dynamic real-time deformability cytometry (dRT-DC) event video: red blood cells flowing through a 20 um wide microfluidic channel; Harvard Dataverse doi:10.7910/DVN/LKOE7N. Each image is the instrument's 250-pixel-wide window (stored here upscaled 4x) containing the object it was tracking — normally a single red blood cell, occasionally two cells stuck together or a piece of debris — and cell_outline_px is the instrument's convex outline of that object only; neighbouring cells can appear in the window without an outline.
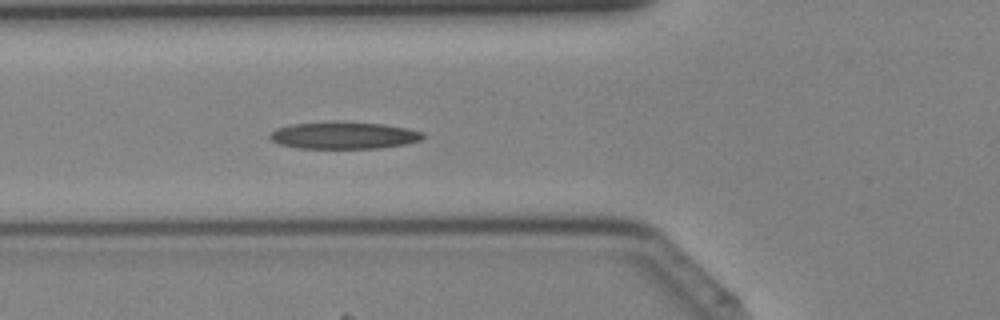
{"species": "Egyptian fruit bat (a non-hibernating species)", "species_latin": "Rousettus aegyptiacus", "temperature_condition": "cold", "stored_images_in_passage": 36, "camera_frame_rate_fps": 3000, "um_per_image_px": 0.085, "animal": {"sex": "female"}, "frame": {"image": 1, "passage_image": 9, "time_ms": 2.667, "image_size_px": [1000, 320], "cell_outline_px": [[424, 136], [420, 140], [404, 144], [380, 148], [300, 148], [280, 144], [272, 140], [268, 136], [276, 128], [288, 124], [332, 120], [344, 120], [380, 124], [408, 128], [424, 132]], "centroid_in_image_um": [29.19, 11.48], "position_along_channel_um": 96.6, "area_um2": 24.57}}
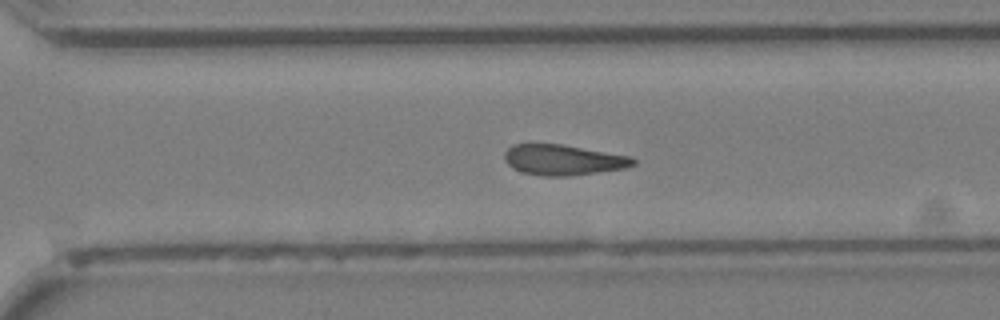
{"frame": {"image": 2, "passage_image": 23, "time_ms": 7.333, "image_size_px": [1000, 320], "cell_outline_px": [[636, 164], [624, 168], [568, 176], [540, 176], [524, 172], [512, 168], [504, 160], [504, 152], [512, 144], [564, 144], [632, 156], [636, 160]], "centroid_in_image_um": [47.87, 13.58], "position_along_channel_um": 322.7, "area_um2": 23.0}}
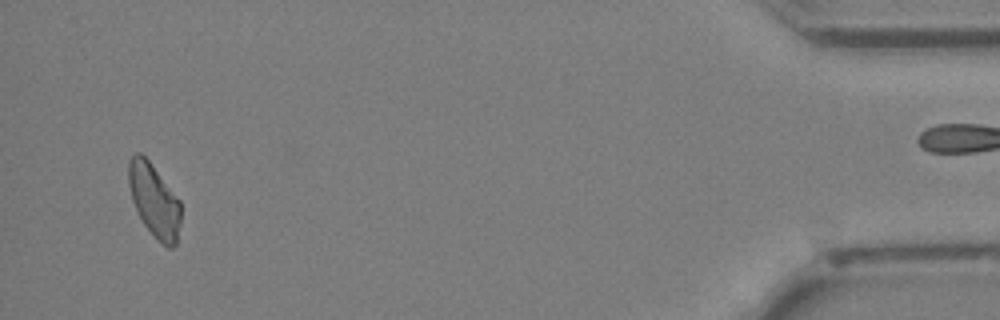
{"frame": {"image": 3, "passage_image": 34, "time_ms": 11.0, "image_size_px": [1000, 320], "cell_outline_px": [[180, 224], [176, 244], [172, 248], [168, 248], [144, 224], [132, 200], [128, 184], [128, 160], [136, 152], [140, 152], [148, 160], [180, 200]], "centroid_in_image_um": [13.1, 17.0], "position_along_channel_um": 422.1, "area_um2": 21.85}}